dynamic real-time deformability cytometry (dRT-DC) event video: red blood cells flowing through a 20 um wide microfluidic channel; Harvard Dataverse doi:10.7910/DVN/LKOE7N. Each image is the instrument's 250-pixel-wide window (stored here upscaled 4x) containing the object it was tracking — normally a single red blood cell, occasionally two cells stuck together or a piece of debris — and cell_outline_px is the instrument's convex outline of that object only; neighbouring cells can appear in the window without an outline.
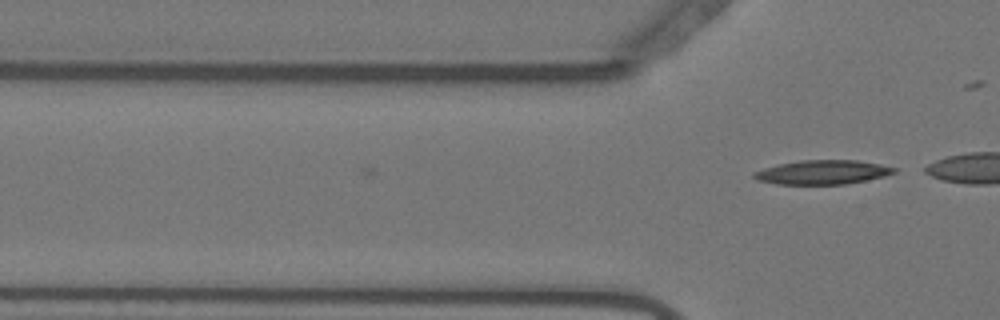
{"species": "Egyptian fruit bat (a non-hibernating species)", "species_latin": "Rousettus aegyptiacus", "temperature_condition": "warm", "stored_images_in_passage": 2, "camera_frame_rate_fps": 3000, "um_per_image_px": 0.085, "animal": {"sex": "female"}, "frame": {"image": 1, "passage_image": 2, "time_ms": 0.333, "image_size_px": [1000, 320], "cell_outline_px": [[896, 172], [884, 176], [844, 184], [776, 184], [756, 180], [752, 176], [752, 172], [764, 168], [780, 164], [800, 160], [856, 160], [880, 164], [896, 168]], "centroid_in_image_um": [69.87, 14.64], "position_along_channel_um": 55.9, "area_um2": 19.59}}